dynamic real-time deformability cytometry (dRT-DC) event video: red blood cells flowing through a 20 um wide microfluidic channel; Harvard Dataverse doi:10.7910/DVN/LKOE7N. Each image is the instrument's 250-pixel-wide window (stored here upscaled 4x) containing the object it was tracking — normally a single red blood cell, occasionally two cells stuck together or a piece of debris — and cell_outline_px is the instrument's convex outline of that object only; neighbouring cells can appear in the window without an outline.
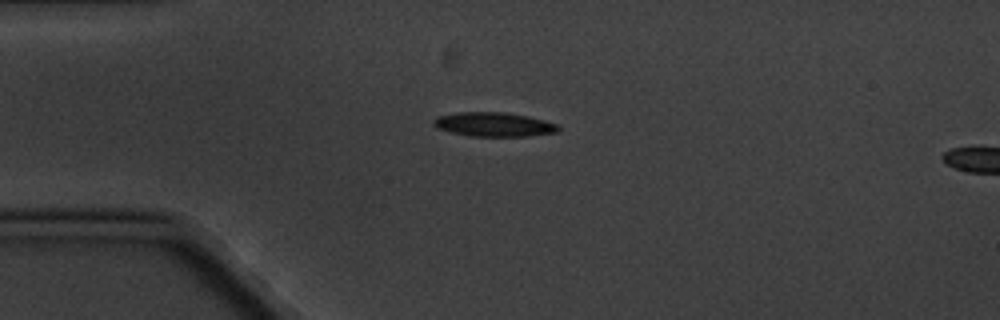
{"species": "common noctule bat (a hibernating species)", "species_latin": "Nyctalus noctula", "temperature_condition": "cold", "stored_images_in_passage": 5, "camera_frame_rate_fps": 3000, "um_per_image_px": 0.085, "animal": {"sex": "male", "body_mass_g": 20.1, "forearm_length_mm": 53.5}, "frame": {"image": 1, "passage_image": 2, "time_ms": 1.333, "image_size_px": [1000, 320], "cell_outline_px": [[560, 128], [556, 132], [528, 136], [468, 136], [436, 128], [432, 124], [432, 120], [436, 116], [456, 112], [504, 112], [528, 116], [544, 120], [556, 124]], "centroid_in_image_um": [41.92, 10.57], "position_along_channel_um": 43.1, "area_um2": 17.63}}